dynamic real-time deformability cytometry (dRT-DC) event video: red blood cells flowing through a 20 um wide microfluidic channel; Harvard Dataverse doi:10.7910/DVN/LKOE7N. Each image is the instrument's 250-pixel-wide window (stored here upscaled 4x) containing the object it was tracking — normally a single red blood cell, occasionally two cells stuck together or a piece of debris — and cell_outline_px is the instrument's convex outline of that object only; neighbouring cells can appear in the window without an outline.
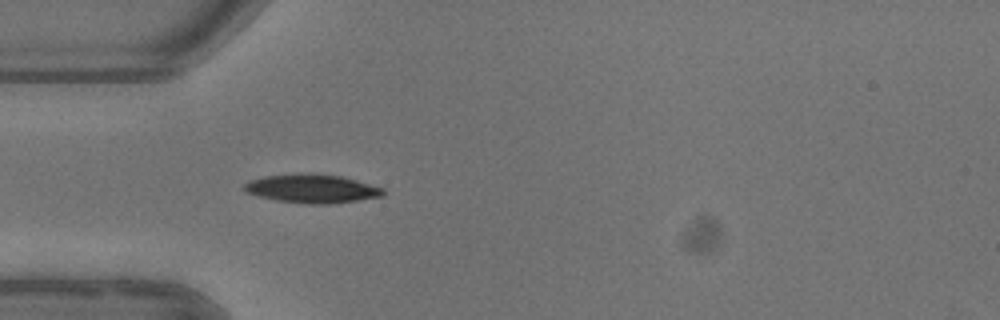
{"species": "common noctule bat (a hibernating species)", "species_latin": "Nyctalus noctula", "temperature_condition": "warm", "stored_images_in_passage": 2, "camera_frame_rate_fps": 3000, "um_per_image_px": 0.085, "animal": {"sex": "female"}, "frame": {"image": 1, "passage_image": 2, "time_ms": 1.333, "image_size_px": [1000, 320], "cell_outline_px": [[384, 192], [380, 196], [332, 204], [308, 204], [276, 200], [260, 196], [248, 192], [244, 188], [244, 184], [252, 180], [264, 176], [308, 172], [340, 176], [356, 180], [384, 188]], "centroid_in_image_um": [26.52, 16.02], "position_along_channel_um": 58.5, "area_um2": 22.95}}